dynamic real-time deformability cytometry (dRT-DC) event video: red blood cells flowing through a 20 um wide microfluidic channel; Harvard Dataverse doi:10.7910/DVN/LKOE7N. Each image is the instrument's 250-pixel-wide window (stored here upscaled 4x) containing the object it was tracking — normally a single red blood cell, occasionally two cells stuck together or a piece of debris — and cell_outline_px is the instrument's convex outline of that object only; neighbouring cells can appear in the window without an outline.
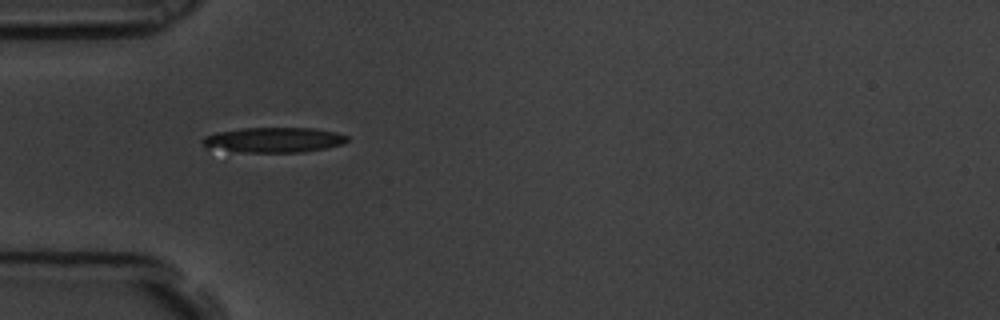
{"species": "common noctule bat (a hibernating species)", "species_latin": "Nyctalus noctula", "temperature_condition": "room temperature", "stored_images_in_passage": 9, "camera_frame_rate_fps": 3000, "um_per_image_px": 0.085, "animal": {"sex": "male", "body_mass_g": 19.5, "forearm_length_mm": 54.6}, "frame": {"image": 1, "passage_image": 7, "time_ms": 2.0, "image_size_px": [1000, 320], "cell_outline_px": [[348, 140], [344, 144], [304, 152], [244, 152], [208, 148], [200, 140], [204, 136], [216, 132], [244, 128], [316, 128], [336, 132], [348, 136]], "centroid_in_image_um": [23.28, 11.89], "position_along_channel_um": 61.7, "area_um2": 21.21}}
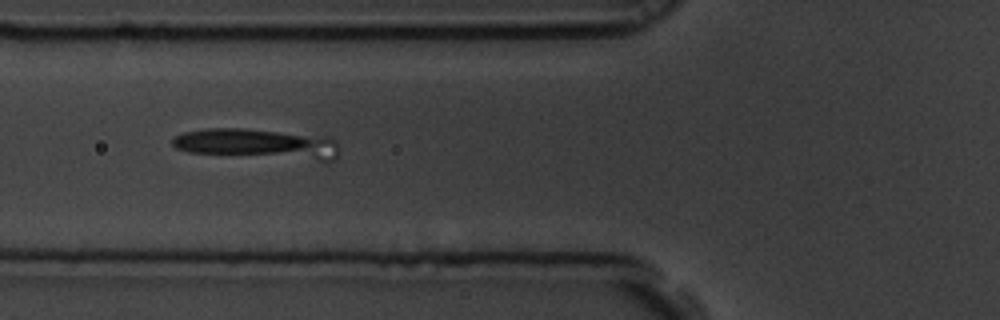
{"frame": {"image": 2, "passage_image": 8, "time_ms": 2.333, "image_size_px": [1000, 320], "cell_outline_px": [[336, 160], [320, 160], [188, 152], [176, 148], [172, 144], [172, 136], [184, 132], [208, 128], [244, 128], [328, 136], [336, 140]], "centroid_in_image_um": [21.84, 12.2], "position_along_channel_um": 104.0, "area_um2": 28.96}}